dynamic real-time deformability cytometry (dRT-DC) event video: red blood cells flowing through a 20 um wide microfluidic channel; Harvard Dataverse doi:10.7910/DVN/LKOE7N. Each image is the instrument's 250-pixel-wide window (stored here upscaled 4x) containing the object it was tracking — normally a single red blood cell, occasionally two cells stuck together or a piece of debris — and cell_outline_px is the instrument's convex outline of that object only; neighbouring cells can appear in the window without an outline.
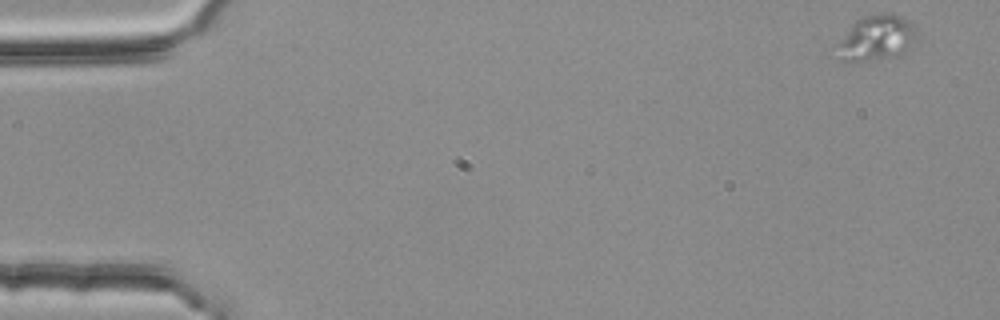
{"species": "common noctule bat (a hibernating species)", "species_latin": "Nyctalus noctula", "temperature_condition": "room temperature", "stored_images_in_passage": 54, "camera_frame_rate_fps": 3000, "um_per_image_px": 0.085, "animal": {"sex": "female", "body_mass_g": 25.1}, "frame": {"image": 1, "passage_image": 1, "time_ms": 0.0, "image_size_px": [1000, 320], "cell_outline_px": [[920, 36], [900, 56], [864, 60], [836, 60], [832, 44], [856, 20], [864, 16], [876, 12], [892, 12], [908, 20], [920, 32]], "centroid_in_image_um": [74.45, 3.2], "position_along_channel_um": 10.6, "area_um2": 22.08}}